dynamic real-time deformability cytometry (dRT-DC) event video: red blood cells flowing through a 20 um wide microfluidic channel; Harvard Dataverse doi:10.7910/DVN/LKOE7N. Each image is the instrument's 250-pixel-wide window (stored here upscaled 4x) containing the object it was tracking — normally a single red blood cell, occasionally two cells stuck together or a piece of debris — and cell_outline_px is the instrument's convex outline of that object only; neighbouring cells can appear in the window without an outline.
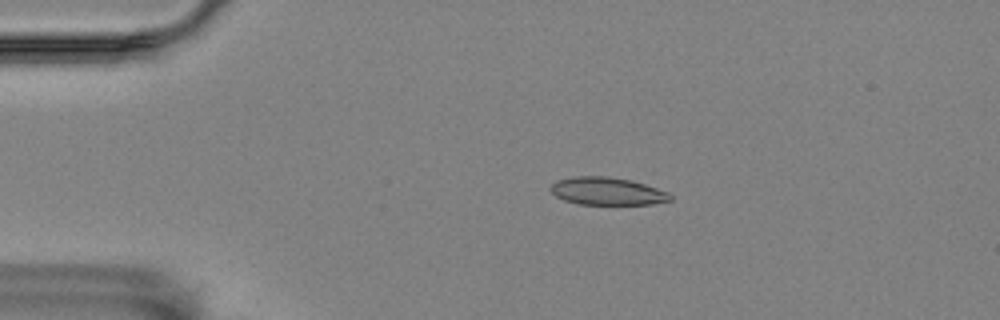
{"species": "Egyptian fruit bat (a non-hibernating species)", "species_latin": "Rousettus aegyptiacus", "temperature_condition": "room temperature", "stored_images_in_passage": 13, "camera_frame_rate_fps": 3000, "um_per_image_px": 0.085, "animal": {"sex": "female"}, "frame": {"image": 1, "passage_image": 2, "time_ms": 0.333, "image_size_px": [1000, 320], "cell_outline_px": [[672, 200], [652, 204], [580, 204], [564, 200], [556, 196], [548, 188], [556, 180], [576, 176], [608, 176], [632, 180], [668, 192], [672, 196]], "centroid_in_image_um": [51.6, 16.24], "position_along_channel_um": 33.4, "area_um2": 19.31}}
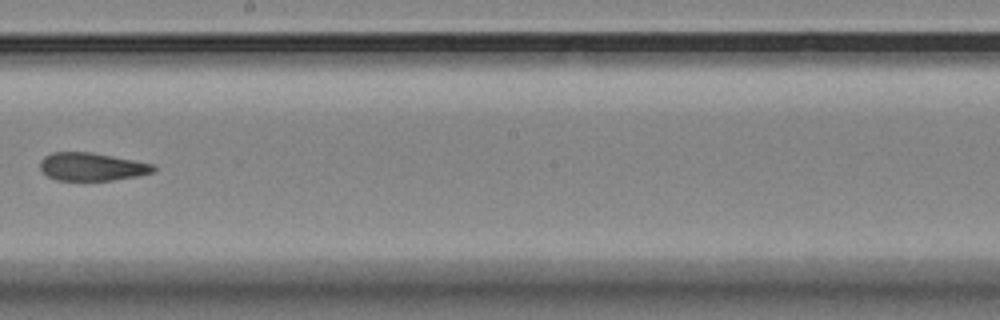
{"frame": {"image": 2, "passage_image": 7, "time_ms": 2.0, "image_size_px": [1000, 320], "cell_outline_px": [[156, 172], [136, 176], [112, 180], [56, 180], [48, 176], [40, 168], [40, 160], [44, 156], [52, 152], [92, 152], [152, 164], [156, 168]], "centroid_in_image_um": [7.79, 14.17], "position_along_channel_um": 240.4, "area_um2": 18.38}}
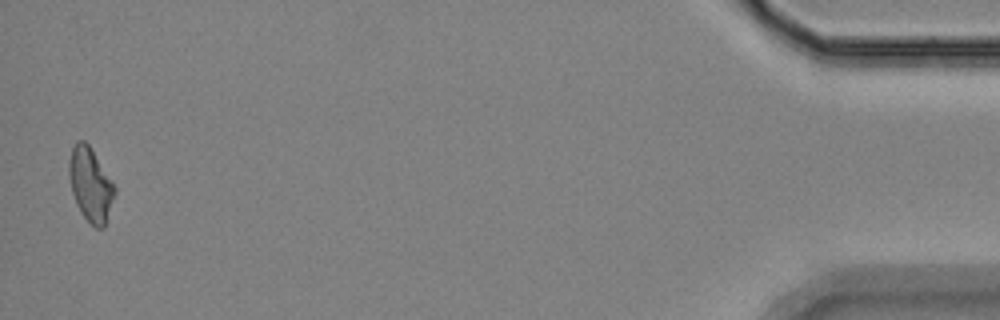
{"frame": {"image": 3, "passage_image": 13, "time_ms": 4.0, "image_size_px": [1000, 320], "cell_outline_px": [[116, 192], [104, 228], [96, 228], [80, 212], [76, 204], [72, 192], [68, 172], [68, 160], [72, 148], [76, 140], [84, 140], [88, 144], [112, 180], [116, 188]], "centroid_in_image_um": [7.68, 15.68], "position_along_channel_um": 427.5, "area_um2": 19.59}}